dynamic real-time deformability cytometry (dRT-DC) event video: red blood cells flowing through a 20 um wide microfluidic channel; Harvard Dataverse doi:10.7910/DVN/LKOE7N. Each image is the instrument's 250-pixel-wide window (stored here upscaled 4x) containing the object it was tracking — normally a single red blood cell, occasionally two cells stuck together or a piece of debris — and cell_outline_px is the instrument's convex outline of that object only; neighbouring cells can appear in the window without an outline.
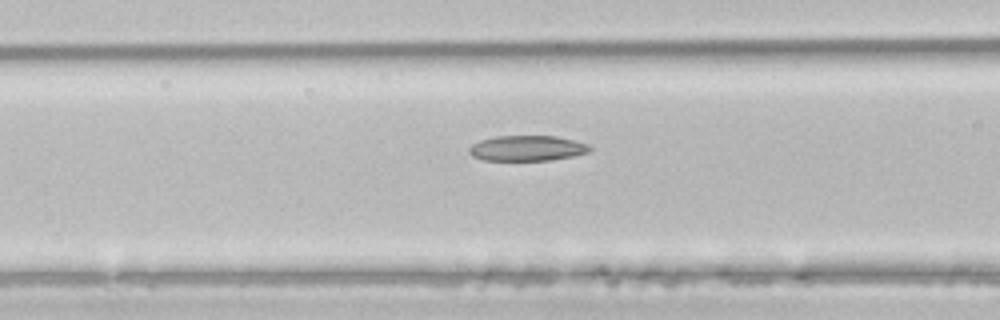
{"species": "common noctule bat (a hibernating species)", "species_latin": "Nyctalus noctula", "temperature_condition": "room temperature", "stored_images_in_passage": 4, "camera_frame_rate_fps": 3000, "um_per_image_px": 0.085, "animal": {"sex": "male", "body_mass_g": 21.5, "forearm_length_mm": 52.0}, "frame": {"image": 1, "passage_image": 4, "time_ms": 1.0, "image_size_px": [1000, 320], "cell_outline_px": [[592, 148], [588, 152], [572, 156], [548, 160], [484, 160], [472, 156], [468, 152], [468, 148], [472, 144], [480, 140], [496, 136], [556, 136], [588, 144]], "centroid_in_image_um": [44.77, 12.59], "position_along_channel_um": 121.8, "area_um2": 17.74}}